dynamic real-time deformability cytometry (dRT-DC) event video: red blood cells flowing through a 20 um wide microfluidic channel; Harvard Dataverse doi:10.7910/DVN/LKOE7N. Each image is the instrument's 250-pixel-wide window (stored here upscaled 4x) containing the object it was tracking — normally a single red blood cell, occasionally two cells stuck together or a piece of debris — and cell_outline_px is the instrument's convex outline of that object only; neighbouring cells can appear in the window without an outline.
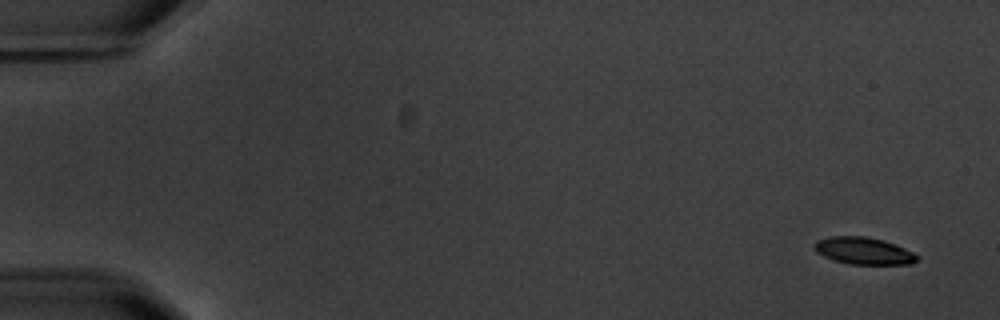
{"species": "common noctule bat (a hibernating species)", "species_latin": "Nyctalus noctula", "temperature_condition": "warm", "stored_images_in_passage": 4, "camera_frame_rate_fps": 3000, "um_per_image_px": 0.085, "animal": {"sex": "male", "body_mass_g": 20.1, "forearm_length_mm": 53.5}, "frame": {"image": 1, "passage_image": 1, "time_ms": 0.0, "image_size_px": [1000, 320], "cell_outline_px": [[920, 256], [912, 264], [848, 264], [832, 260], [816, 252], [812, 244], [816, 240], [828, 236], [864, 236], [884, 240], [904, 248]], "centroid_in_image_um": [73.36, 21.32], "position_along_channel_um": 11.6, "area_um2": 16.36}}
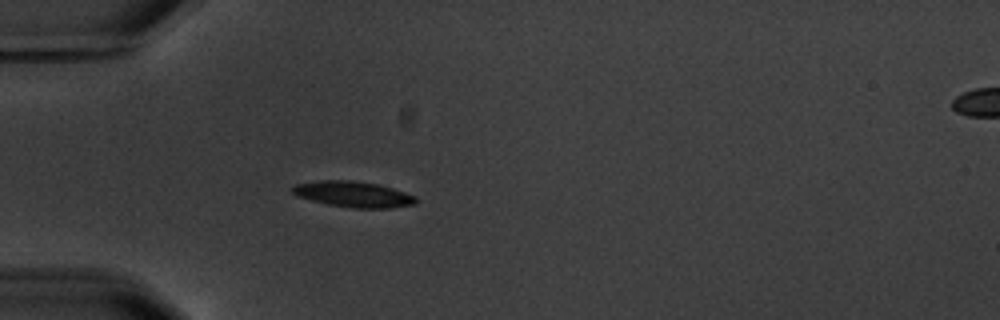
{"frame": {"image": 2, "passage_image": 4, "time_ms": 5.0, "image_size_px": [1000, 320], "cell_outline_px": [[416, 204], [392, 208], [352, 208], [328, 204], [296, 196], [292, 192], [292, 188], [296, 184], [320, 180], [352, 180], [380, 184], [416, 196]], "centroid_in_image_um": [30.05, 16.51], "position_along_channel_um": 54.9, "area_um2": 18.61}}